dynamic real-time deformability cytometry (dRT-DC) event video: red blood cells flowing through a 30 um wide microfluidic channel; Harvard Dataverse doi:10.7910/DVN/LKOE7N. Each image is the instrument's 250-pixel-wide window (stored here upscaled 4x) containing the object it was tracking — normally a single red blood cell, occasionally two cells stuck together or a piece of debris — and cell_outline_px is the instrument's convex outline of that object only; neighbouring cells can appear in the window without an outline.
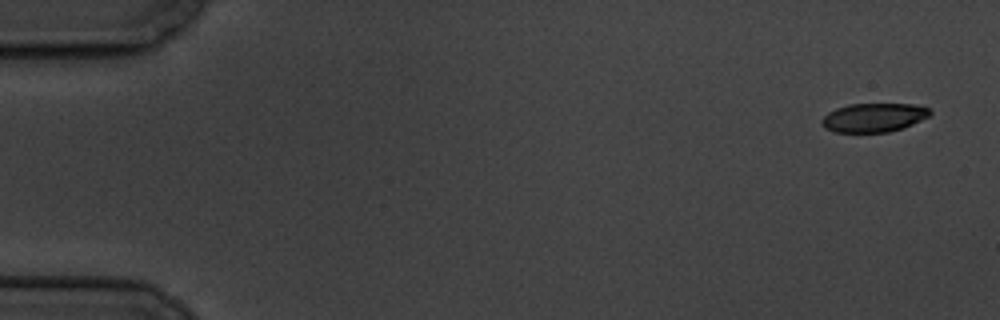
{"species": "common noctule bat (a hibernating species)", "species_latin": "Nyctalus noctula", "temperature_condition": "cold", "stored_images_in_passage": 7, "camera_frame_rate_fps": 3000, "um_per_image_px": 0.085, "animal": {"sex": "male", "body_mass_g": 19.5, "forearm_length_mm": 54.6}, "frame": {"image": 1, "passage_image": 1, "time_ms": 0.0, "image_size_px": [1000, 320], "cell_outline_px": [[932, 112], [928, 116], [904, 128], [888, 132], [832, 132], [824, 128], [820, 124], [820, 120], [828, 112], [836, 108], [848, 104], [912, 104], [928, 108]], "centroid_in_image_um": [74.21, 10.0], "position_along_channel_um": 10.8, "area_um2": 18.26}}
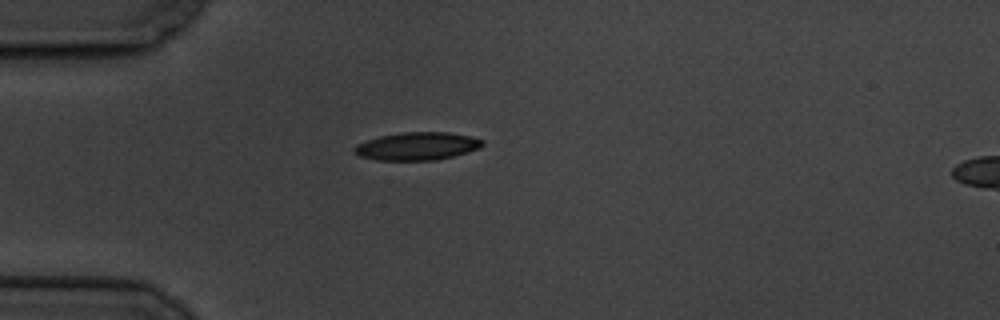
{"frame": {"image": 2, "passage_image": 5, "time_ms": 4.667, "image_size_px": [1000, 320], "cell_outline_px": [[484, 144], [480, 148], [468, 152], [436, 160], [376, 160], [360, 156], [352, 152], [352, 148], [356, 144], [380, 136], [404, 132], [448, 132], [468, 136], [484, 140]], "centroid_in_image_um": [35.44, 12.43], "position_along_channel_um": 49.6, "area_um2": 20.81}}
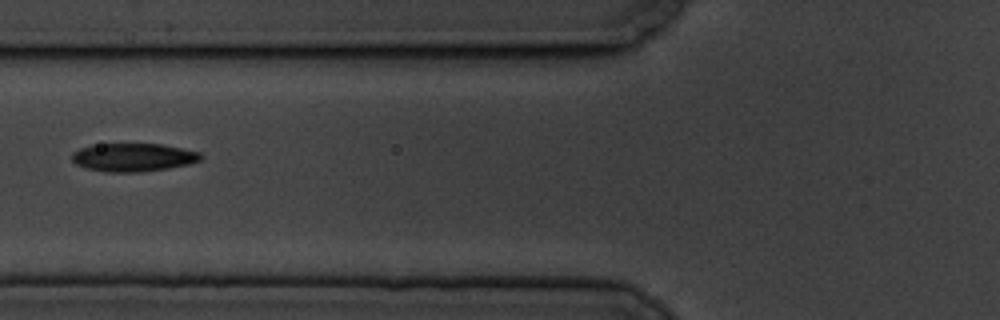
{"frame": {"image": 3, "passage_image": 7, "time_ms": 7.0, "image_size_px": [1000, 320], "cell_outline_px": [[204, 156], [200, 160], [188, 164], [168, 168], [140, 172], [108, 172], [84, 168], [76, 164], [72, 160], [72, 152], [80, 148], [92, 144], [160, 144], [200, 152]], "centroid_in_image_um": [11.3, 13.37], "position_along_channel_um": 114.5, "area_um2": 21.21}}